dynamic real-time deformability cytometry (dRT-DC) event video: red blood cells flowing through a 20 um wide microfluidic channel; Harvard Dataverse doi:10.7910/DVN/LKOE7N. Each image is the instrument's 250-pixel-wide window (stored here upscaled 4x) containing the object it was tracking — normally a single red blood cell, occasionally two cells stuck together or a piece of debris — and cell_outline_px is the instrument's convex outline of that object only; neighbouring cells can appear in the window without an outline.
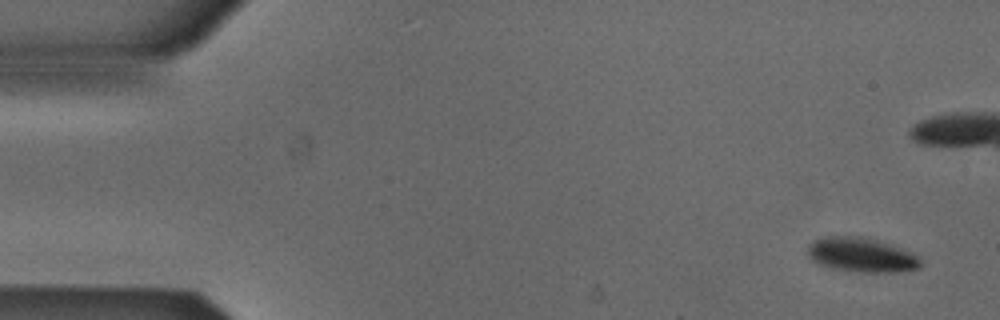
{"species": "Egyptian fruit bat (a non-hibernating species)", "species_latin": "Rousettus aegyptiacus", "temperature_condition": "cold", "stored_images_in_passage": 9, "camera_frame_rate_fps": 3000, "um_per_image_px": 0.085, "animal": {"sex": "male"}, "frame": {"image": 1, "passage_image": 1, "time_ms": 0.0, "image_size_px": [1000, 320], "cell_outline_px": [[920, 268], [900, 272], [860, 272], [832, 268], [820, 264], [812, 260], [808, 256], [808, 244], [812, 240], [820, 236], [864, 236], [892, 244], [912, 252], [920, 260]], "centroid_in_image_um": [73.21, 21.65], "position_along_channel_um": 11.8, "area_um2": 22.95}}
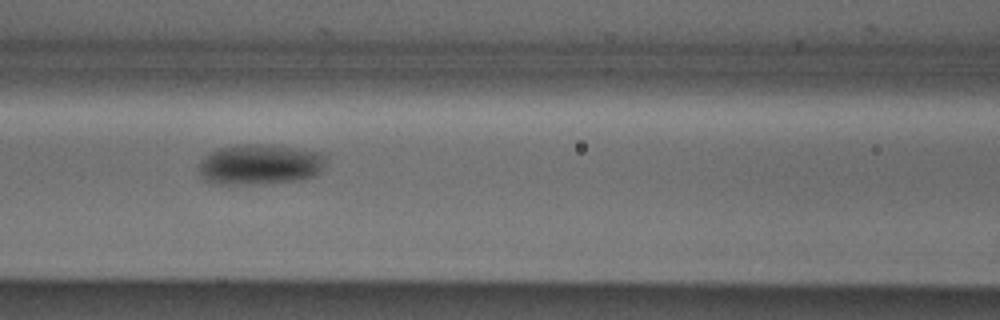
{"frame": {"image": 2, "passage_image": 8, "time_ms": 2.333, "image_size_px": [1000, 320], "cell_outline_px": [[324, 156], [320, 172], [312, 176], [296, 180], [252, 184], [216, 184], [204, 180], [200, 176], [200, 160], [204, 156], [220, 148], [244, 144], [272, 144], [320, 152]], "centroid_in_image_um": [22.04, 13.97], "position_along_channel_um": 144.6, "area_um2": 29.65}}
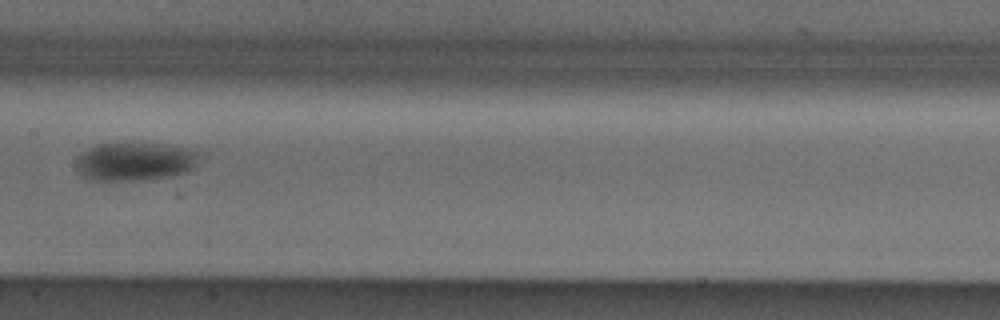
{"frame": {"image": 3, "passage_image": 9, "time_ms": 2.667, "image_size_px": [1000, 320], "cell_outline_px": [[196, 156], [192, 164], [184, 172], [172, 176], [140, 180], [88, 180], [80, 176], [76, 172], [76, 156], [100, 144], [164, 144], [196, 148]], "centroid_in_image_um": [11.38, 13.74], "position_along_channel_um": 196.0, "area_um2": 27.17}}